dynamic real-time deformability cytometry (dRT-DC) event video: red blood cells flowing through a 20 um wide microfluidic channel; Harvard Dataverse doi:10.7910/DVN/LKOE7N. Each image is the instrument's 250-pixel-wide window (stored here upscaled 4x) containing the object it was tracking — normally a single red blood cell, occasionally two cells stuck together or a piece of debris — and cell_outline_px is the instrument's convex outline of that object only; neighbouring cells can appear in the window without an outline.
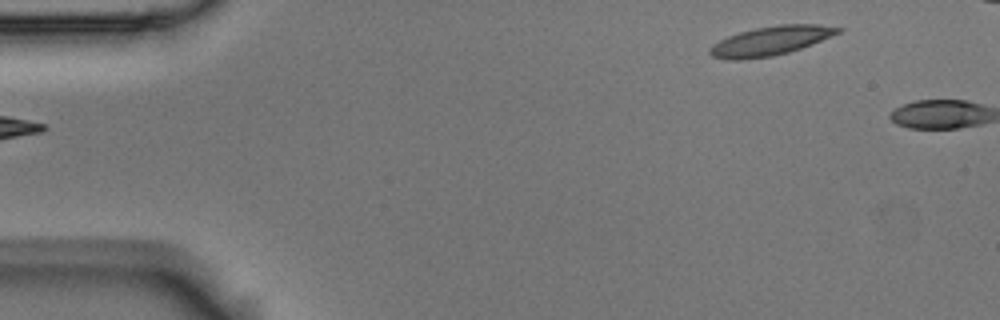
{"species": "Egyptian fruit bat (a non-hibernating species)", "species_latin": "Rousettus aegyptiacus", "temperature_condition": "room temperature", "stored_images_in_passage": 2, "camera_frame_rate_fps": 3000, "um_per_image_px": 0.085, "animal": {"sex": "male"}, "frame": {"image": 1, "passage_image": 2, "time_ms": 0.333, "image_size_px": [1000, 320], "cell_outline_px": [[844, 28], [840, 32], [812, 44], [788, 52], [772, 56], [740, 60], [728, 60], [712, 56], [708, 52], [708, 48], [712, 44], [728, 36], [740, 32], [756, 28], [776, 24], [820, 24]], "centroid_in_image_um": [65.48, 3.47], "position_along_channel_um": 19.5, "area_um2": 21.73}}